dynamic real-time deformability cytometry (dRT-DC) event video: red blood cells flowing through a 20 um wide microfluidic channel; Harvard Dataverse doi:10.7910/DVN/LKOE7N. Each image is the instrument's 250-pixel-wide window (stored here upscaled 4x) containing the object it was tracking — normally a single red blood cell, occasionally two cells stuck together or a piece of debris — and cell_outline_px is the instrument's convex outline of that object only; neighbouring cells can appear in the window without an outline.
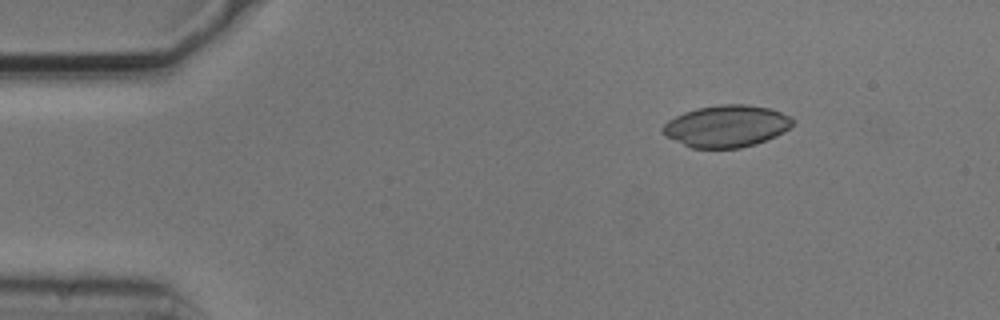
{"species": "common noctule bat (a hibernating species)", "species_latin": "Nyctalus noctula", "temperature_condition": "cold", "stored_images_in_passage": 4, "camera_frame_rate_fps": 3000, "um_per_image_px": 0.085, "animal": {"sex": "male", "body_mass_g": 20.5, "forearm_length_mm": 52.5}, "frame": {"image": 1, "passage_image": 1, "time_ms": 0.0, "image_size_px": [1000, 320], "cell_outline_px": [[792, 124], [784, 132], [776, 136], [756, 144], [740, 148], [692, 148], [664, 136], [660, 132], [660, 128], [668, 120], [684, 112], [696, 108], [720, 104], [748, 104], [768, 108], [780, 112], [788, 116], [792, 120]], "centroid_in_image_um": [61.69, 10.72], "position_along_channel_um": 23.3, "area_um2": 31.79}}